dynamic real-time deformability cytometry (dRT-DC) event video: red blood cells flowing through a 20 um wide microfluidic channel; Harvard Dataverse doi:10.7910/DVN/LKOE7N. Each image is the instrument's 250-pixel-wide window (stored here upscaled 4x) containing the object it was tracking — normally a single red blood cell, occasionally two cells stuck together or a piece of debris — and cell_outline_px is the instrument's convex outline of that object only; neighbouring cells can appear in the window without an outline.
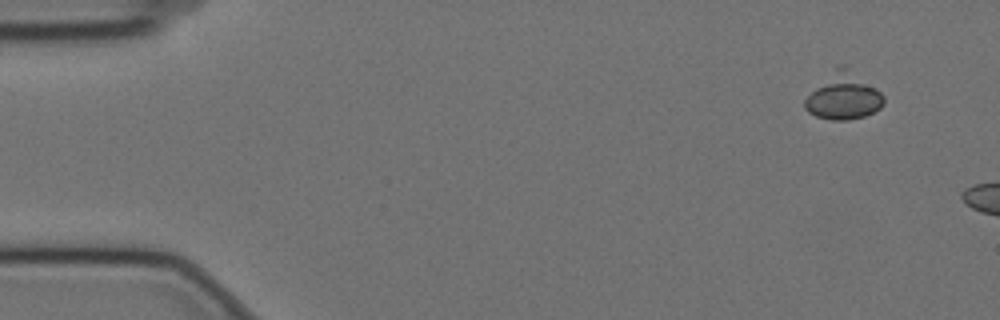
{"species": "Egyptian fruit bat (a non-hibernating species)", "species_latin": "Rousettus aegyptiacus", "temperature_condition": "cold", "stored_images_in_passage": 11, "camera_frame_rate_fps": 3000, "um_per_image_px": 0.085, "animal": {"sex": "female"}, "frame": {"image": 1, "passage_image": 1, "time_ms": 0.0, "image_size_px": [1000, 320], "cell_outline_px": [[884, 104], [880, 108], [864, 116], [848, 120], [832, 120], [816, 116], [808, 112], [804, 108], [804, 100], [836, 64], [844, 64], [880, 92], [884, 96]], "centroid_in_image_um": [71.67, 8.17], "position_along_channel_um": 13.3, "area_um2": 21.27}}